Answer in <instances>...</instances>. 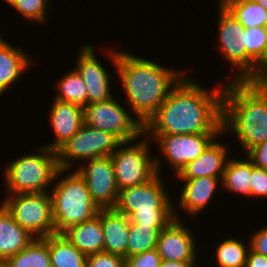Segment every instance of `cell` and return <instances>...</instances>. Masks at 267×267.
<instances>
[{"label": "cell", "instance_id": "7a4b0ae2", "mask_svg": "<svg viewBox=\"0 0 267 267\" xmlns=\"http://www.w3.org/2000/svg\"><path fill=\"white\" fill-rule=\"evenodd\" d=\"M110 49H106V57L115 67V82L121 83L122 94L126 95L124 102L127 101L126 105L144 126L187 71L163 67L159 62L140 58L132 52Z\"/></svg>", "mask_w": 267, "mask_h": 267}, {"label": "cell", "instance_id": "f35d334b", "mask_svg": "<svg viewBox=\"0 0 267 267\" xmlns=\"http://www.w3.org/2000/svg\"><path fill=\"white\" fill-rule=\"evenodd\" d=\"M197 262H181V261H171L162 260L160 267H196Z\"/></svg>", "mask_w": 267, "mask_h": 267}, {"label": "cell", "instance_id": "d6986e66", "mask_svg": "<svg viewBox=\"0 0 267 267\" xmlns=\"http://www.w3.org/2000/svg\"><path fill=\"white\" fill-rule=\"evenodd\" d=\"M28 56L25 51L7 42L0 34V96L5 94L14 82L18 83L26 70L34 65L35 60Z\"/></svg>", "mask_w": 267, "mask_h": 267}, {"label": "cell", "instance_id": "f546056e", "mask_svg": "<svg viewBox=\"0 0 267 267\" xmlns=\"http://www.w3.org/2000/svg\"><path fill=\"white\" fill-rule=\"evenodd\" d=\"M159 233L152 226L130 223L127 258L156 248Z\"/></svg>", "mask_w": 267, "mask_h": 267}, {"label": "cell", "instance_id": "60d3db41", "mask_svg": "<svg viewBox=\"0 0 267 267\" xmlns=\"http://www.w3.org/2000/svg\"><path fill=\"white\" fill-rule=\"evenodd\" d=\"M251 1L260 4L267 11V0H251Z\"/></svg>", "mask_w": 267, "mask_h": 267}, {"label": "cell", "instance_id": "74e56055", "mask_svg": "<svg viewBox=\"0 0 267 267\" xmlns=\"http://www.w3.org/2000/svg\"><path fill=\"white\" fill-rule=\"evenodd\" d=\"M245 267H267V257L250 249Z\"/></svg>", "mask_w": 267, "mask_h": 267}, {"label": "cell", "instance_id": "f1b7e54d", "mask_svg": "<svg viewBox=\"0 0 267 267\" xmlns=\"http://www.w3.org/2000/svg\"><path fill=\"white\" fill-rule=\"evenodd\" d=\"M246 80L254 73L267 50V27L245 28Z\"/></svg>", "mask_w": 267, "mask_h": 267}, {"label": "cell", "instance_id": "8992f818", "mask_svg": "<svg viewBox=\"0 0 267 267\" xmlns=\"http://www.w3.org/2000/svg\"><path fill=\"white\" fill-rule=\"evenodd\" d=\"M35 151L6 164L3 171L6 194L50 192L59 171L57 152L44 146Z\"/></svg>", "mask_w": 267, "mask_h": 267}, {"label": "cell", "instance_id": "ee69618b", "mask_svg": "<svg viewBox=\"0 0 267 267\" xmlns=\"http://www.w3.org/2000/svg\"><path fill=\"white\" fill-rule=\"evenodd\" d=\"M0 267H8L5 262H0Z\"/></svg>", "mask_w": 267, "mask_h": 267}, {"label": "cell", "instance_id": "d4e9b609", "mask_svg": "<svg viewBox=\"0 0 267 267\" xmlns=\"http://www.w3.org/2000/svg\"><path fill=\"white\" fill-rule=\"evenodd\" d=\"M8 267H51L49 236L35 238L25 249L8 258Z\"/></svg>", "mask_w": 267, "mask_h": 267}, {"label": "cell", "instance_id": "ab89813d", "mask_svg": "<svg viewBox=\"0 0 267 267\" xmlns=\"http://www.w3.org/2000/svg\"><path fill=\"white\" fill-rule=\"evenodd\" d=\"M267 97V80L254 84Z\"/></svg>", "mask_w": 267, "mask_h": 267}, {"label": "cell", "instance_id": "836d02e7", "mask_svg": "<svg viewBox=\"0 0 267 267\" xmlns=\"http://www.w3.org/2000/svg\"><path fill=\"white\" fill-rule=\"evenodd\" d=\"M161 257L157 249L148 250L126 259V267H160Z\"/></svg>", "mask_w": 267, "mask_h": 267}, {"label": "cell", "instance_id": "277c9868", "mask_svg": "<svg viewBox=\"0 0 267 267\" xmlns=\"http://www.w3.org/2000/svg\"><path fill=\"white\" fill-rule=\"evenodd\" d=\"M160 174L144 184L119 190L114 209L129 217L130 223L152 226L159 232L174 217V202Z\"/></svg>", "mask_w": 267, "mask_h": 267}, {"label": "cell", "instance_id": "ac0fdd59", "mask_svg": "<svg viewBox=\"0 0 267 267\" xmlns=\"http://www.w3.org/2000/svg\"><path fill=\"white\" fill-rule=\"evenodd\" d=\"M219 136L195 160L188 162L182 171L174 178L195 179L199 177L222 178L228 159L229 149L224 142H219ZM218 139V140H217ZM229 156V157H227Z\"/></svg>", "mask_w": 267, "mask_h": 267}, {"label": "cell", "instance_id": "e575fe53", "mask_svg": "<svg viewBox=\"0 0 267 267\" xmlns=\"http://www.w3.org/2000/svg\"><path fill=\"white\" fill-rule=\"evenodd\" d=\"M245 156L255 167L267 170V141L251 148Z\"/></svg>", "mask_w": 267, "mask_h": 267}, {"label": "cell", "instance_id": "b9f144b4", "mask_svg": "<svg viewBox=\"0 0 267 267\" xmlns=\"http://www.w3.org/2000/svg\"><path fill=\"white\" fill-rule=\"evenodd\" d=\"M230 1H232V0H218V4L217 5L225 6Z\"/></svg>", "mask_w": 267, "mask_h": 267}, {"label": "cell", "instance_id": "603a6c76", "mask_svg": "<svg viewBox=\"0 0 267 267\" xmlns=\"http://www.w3.org/2000/svg\"><path fill=\"white\" fill-rule=\"evenodd\" d=\"M251 174L252 162L245 155L240 159L230 157L221 180V187L225 191L251 199Z\"/></svg>", "mask_w": 267, "mask_h": 267}, {"label": "cell", "instance_id": "7402d4cb", "mask_svg": "<svg viewBox=\"0 0 267 267\" xmlns=\"http://www.w3.org/2000/svg\"><path fill=\"white\" fill-rule=\"evenodd\" d=\"M62 234L86 256L103 252L101 209L91 220L71 226Z\"/></svg>", "mask_w": 267, "mask_h": 267}, {"label": "cell", "instance_id": "7bdbcfd3", "mask_svg": "<svg viewBox=\"0 0 267 267\" xmlns=\"http://www.w3.org/2000/svg\"><path fill=\"white\" fill-rule=\"evenodd\" d=\"M3 1H6L7 4L13 7L17 0H3Z\"/></svg>", "mask_w": 267, "mask_h": 267}, {"label": "cell", "instance_id": "7c38bea8", "mask_svg": "<svg viewBox=\"0 0 267 267\" xmlns=\"http://www.w3.org/2000/svg\"><path fill=\"white\" fill-rule=\"evenodd\" d=\"M217 12L215 49L237 71L232 81H246L245 28L225 6L218 5Z\"/></svg>", "mask_w": 267, "mask_h": 267}, {"label": "cell", "instance_id": "d6a6232c", "mask_svg": "<svg viewBox=\"0 0 267 267\" xmlns=\"http://www.w3.org/2000/svg\"><path fill=\"white\" fill-rule=\"evenodd\" d=\"M251 198H267V170L255 167L252 163Z\"/></svg>", "mask_w": 267, "mask_h": 267}, {"label": "cell", "instance_id": "3957f363", "mask_svg": "<svg viewBox=\"0 0 267 267\" xmlns=\"http://www.w3.org/2000/svg\"><path fill=\"white\" fill-rule=\"evenodd\" d=\"M228 80L223 81V133H233L246 154L267 141V97L252 83Z\"/></svg>", "mask_w": 267, "mask_h": 267}, {"label": "cell", "instance_id": "e0dca14e", "mask_svg": "<svg viewBox=\"0 0 267 267\" xmlns=\"http://www.w3.org/2000/svg\"><path fill=\"white\" fill-rule=\"evenodd\" d=\"M49 109L47 117L54 139L42 146L57 151L84 125V109L82 106L56 99H53Z\"/></svg>", "mask_w": 267, "mask_h": 267}, {"label": "cell", "instance_id": "4dcf8cb0", "mask_svg": "<svg viewBox=\"0 0 267 267\" xmlns=\"http://www.w3.org/2000/svg\"><path fill=\"white\" fill-rule=\"evenodd\" d=\"M49 2V0H17L13 9L30 23L46 25Z\"/></svg>", "mask_w": 267, "mask_h": 267}, {"label": "cell", "instance_id": "cb8c5ba5", "mask_svg": "<svg viewBox=\"0 0 267 267\" xmlns=\"http://www.w3.org/2000/svg\"><path fill=\"white\" fill-rule=\"evenodd\" d=\"M51 267H86L87 256L63 234L49 235Z\"/></svg>", "mask_w": 267, "mask_h": 267}, {"label": "cell", "instance_id": "83f0119b", "mask_svg": "<svg viewBox=\"0 0 267 267\" xmlns=\"http://www.w3.org/2000/svg\"><path fill=\"white\" fill-rule=\"evenodd\" d=\"M225 7L244 28L267 27V11L251 0H232Z\"/></svg>", "mask_w": 267, "mask_h": 267}, {"label": "cell", "instance_id": "4fadbf2b", "mask_svg": "<svg viewBox=\"0 0 267 267\" xmlns=\"http://www.w3.org/2000/svg\"><path fill=\"white\" fill-rule=\"evenodd\" d=\"M85 180L92 200L100 209L114 208L119 189L111 156L87 160L75 169Z\"/></svg>", "mask_w": 267, "mask_h": 267}, {"label": "cell", "instance_id": "44dd1931", "mask_svg": "<svg viewBox=\"0 0 267 267\" xmlns=\"http://www.w3.org/2000/svg\"><path fill=\"white\" fill-rule=\"evenodd\" d=\"M35 238L0 204V262L25 249Z\"/></svg>", "mask_w": 267, "mask_h": 267}, {"label": "cell", "instance_id": "9c48e42d", "mask_svg": "<svg viewBox=\"0 0 267 267\" xmlns=\"http://www.w3.org/2000/svg\"><path fill=\"white\" fill-rule=\"evenodd\" d=\"M121 143L115 135L84 124L56 151L59 169L71 172V168L78 167V161L82 164L94 158L111 156Z\"/></svg>", "mask_w": 267, "mask_h": 267}, {"label": "cell", "instance_id": "8d00e7d4", "mask_svg": "<svg viewBox=\"0 0 267 267\" xmlns=\"http://www.w3.org/2000/svg\"><path fill=\"white\" fill-rule=\"evenodd\" d=\"M267 80V50L263 58L256 65L254 73L246 80L249 83L256 84Z\"/></svg>", "mask_w": 267, "mask_h": 267}, {"label": "cell", "instance_id": "484cf974", "mask_svg": "<svg viewBox=\"0 0 267 267\" xmlns=\"http://www.w3.org/2000/svg\"><path fill=\"white\" fill-rule=\"evenodd\" d=\"M70 72H66L56 82V93L54 98L62 102H68L82 106L83 108L88 104V95L85 82L81 75L75 68Z\"/></svg>", "mask_w": 267, "mask_h": 267}, {"label": "cell", "instance_id": "d590c367", "mask_svg": "<svg viewBox=\"0 0 267 267\" xmlns=\"http://www.w3.org/2000/svg\"><path fill=\"white\" fill-rule=\"evenodd\" d=\"M257 228L249 237L250 249L267 257V226Z\"/></svg>", "mask_w": 267, "mask_h": 267}, {"label": "cell", "instance_id": "52a82bcc", "mask_svg": "<svg viewBox=\"0 0 267 267\" xmlns=\"http://www.w3.org/2000/svg\"><path fill=\"white\" fill-rule=\"evenodd\" d=\"M149 142L154 143L143 133L138 140L122 142L112 153L111 160L119 190L144 184L157 174L155 155H150L153 152H150Z\"/></svg>", "mask_w": 267, "mask_h": 267}, {"label": "cell", "instance_id": "ffe728a7", "mask_svg": "<svg viewBox=\"0 0 267 267\" xmlns=\"http://www.w3.org/2000/svg\"><path fill=\"white\" fill-rule=\"evenodd\" d=\"M101 225L104 238L103 252L127 259L129 217L114 208L101 209Z\"/></svg>", "mask_w": 267, "mask_h": 267}, {"label": "cell", "instance_id": "5b68a950", "mask_svg": "<svg viewBox=\"0 0 267 267\" xmlns=\"http://www.w3.org/2000/svg\"><path fill=\"white\" fill-rule=\"evenodd\" d=\"M67 171L59 169L49 192L57 234H62L78 223L91 220L100 210L92 200L84 178L75 169L71 173Z\"/></svg>", "mask_w": 267, "mask_h": 267}, {"label": "cell", "instance_id": "30bf717a", "mask_svg": "<svg viewBox=\"0 0 267 267\" xmlns=\"http://www.w3.org/2000/svg\"><path fill=\"white\" fill-rule=\"evenodd\" d=\"M115 98L87 104L83 108L84 124L107 131L121 142L138 139L144 133V126Z\"/></svg>", "mask_w": 267, "mask_h": 267}, {"label": "cell", "instance_id": "2e32d148", "mask_svg": "<svg viewBox=\"0 0 267 267\" xmlns=\"http://www.w3.org/2000/svg\"><path fill=\"white\" fill-rule=\"evenodd\" d=\"M183 181V185L180 187L179 199L174 203V217L181 219L179 215L180 211H184L189 217L197 218L198 214L211 203L216 190L222 189V178L216 177H199L195 179H179ZM220 186V187H219ZM183 187V188H182ZM220 189V190H219ZM179 206V207H178ZM178 208V209H177ZM178 210V212H176ZM180 216V217H179Z\"/></svg>", "mask_w": 267, "mask_h": 267}, {"label": "cell", "instance_id": "8fae6325", "mask_svg": "<svg viewBox=\"0 0 267 267\" xmlns=\"http://www.w3.org/2000/svg\"><path fill=\"white\" fill-rule=\"evenodd\" d=\"M222 134H170V135H146L151 141H156L161 157H155V167L158 174H161V160L165 159L173 169L174 176H177L182 169L191 162L197 159L208 146L218 136ZM161 158V159H160Z\"/></svg>", "mask_w": 267, "mask_h": 267}, {"label": "cell", "instance_id": "1f68e13d", "mask_svg": "<svg viewBox=\"0 0 267 267\" xmlns=\"http://www.w3.org/2000/svg\"><path fill=\"white\" fill-rule=\"evenodd\" d=\"M86 267H126V259L111 253L99 252L87 255Z\"/></svg>", "mask_w": 267, "mask_h": 267}, {"label": "cell", "instance_id": "9a60e30c", "mask_svg": "<svg viewBox=\"0 0 267 267\" xmlns=\"http://www.w3.org/2000/svg\"><path fill=\"white\" fill-rule=\"evenodd\" d=\"M183 219L174 218L160 231L156 245L162 260L196 262L199 251L197 239ZM196 239V240H195ZM197 247V248H196Z\"/></svg>", "mask_w": 267, "mask_h": 267}, {"label": "cell", "instance_id": "5bb4252c", "mask_svg": "<svg viewBox=\"0 0 267 267\" xmlns=\"http://www.w3.org/2000/svg\"><path fill=\"white\" fill-rule=\"evenodd\" d=\"M95 46L89 43L82 44L75 60V69L85 82L88 95V104L106 101L114 97L111 85L114 80L106 70V66L97 57ZM96 52V53H95ZM113 95V96H112Z\"/></svg>", "mask_w": 267, "mask_h": 267}, {"label": "cell", "instance_id": "4316f807", "mask_svg": "<svg viewBox=\"0 0 267 267\" xmlns=\"http://www.w3.org/2000/svg\"><path fill=\"white\" fill-rule=\"evenodd\" d=\"M237 237L225 238L215 246L217 267H245L249 243Z\"/></svg>", "mask_w": 267, "mask_h": 267}, {"label": "cell", "instance_id": "6da1fadb", "mask_svg": "<svg viewBox=\"0 0 267 267\" xmlns=\"http://www.w3.org/2000/svg\"><path fill=\"white\" fill-rule=\"evenodd\" d=\"M218 84L208 90L185 75L144 125V134H222L224 85Z\"/></svg>", "mask_w": 267, "mask_h": 267}, {"label": "cell", "instance_id": "ba28073f", "mask_svg": "<svg viewBox=\"0 0 267 267\" xmlns=\"http://www.w3.org/2000/svg\"><path fill=\"white\" fill-rule=\"evenodd\" d=\"M5 196L1 204L13 219L34 237L45 238L56 234L50 193H18Z\"/></svg>", "mask_w": 267, "mask_h": 267}]
</instances>
